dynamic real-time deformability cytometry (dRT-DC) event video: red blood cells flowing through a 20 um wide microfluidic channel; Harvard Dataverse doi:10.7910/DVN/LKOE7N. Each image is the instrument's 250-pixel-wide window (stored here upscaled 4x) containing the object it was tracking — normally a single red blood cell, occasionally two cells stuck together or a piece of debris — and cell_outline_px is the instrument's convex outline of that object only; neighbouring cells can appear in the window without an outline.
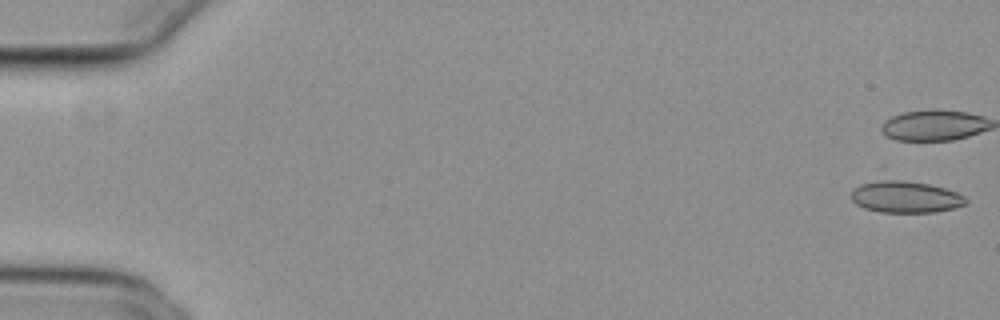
{"species": "common noctule bat (a hibernating species)", "species_latin": "Nyctalus noctula", "temperature_condition": "cold", "stored_images_in_passage": 18, "camera_frame_rate_fps": 3000, "um_per_image_px": 0.085, "animal": {"sex": "female", "body_mass_g": 29.2, "forearm_length_mm": 56.3}, "frame": {"image": 1, "passage_image": 1, "time_ms": 0.0, "image_size_px": [1000, 320], "cell_outline_px": [[968, 200], [964, 204], [952, 208], [936, 212], [880, 212], [864, 208], [856, 204], [852, 200], [852, 188], [880, 168], [944, 188], [956, 192], [964, 196]], "centroid_in_image_um": [76.76, 16.53], "position_along_channel_um": 8.2, "area_um2": 24.04}}